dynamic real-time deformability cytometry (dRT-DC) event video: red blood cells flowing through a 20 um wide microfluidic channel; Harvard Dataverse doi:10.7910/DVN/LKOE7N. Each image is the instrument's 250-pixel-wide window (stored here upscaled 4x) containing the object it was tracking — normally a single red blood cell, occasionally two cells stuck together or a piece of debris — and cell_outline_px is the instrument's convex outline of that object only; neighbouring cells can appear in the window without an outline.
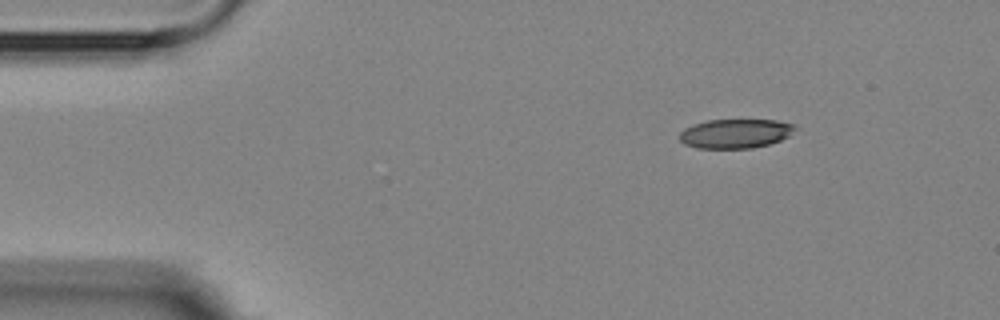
{"species": "Egyptian fruit bat (a non-hibernating species)", "species_latin": "Rousettus aegyptiacus", "temperature_condition": "room temperature", "stored_images_in_passage": 3, "camera_frame_rate_fps": 3000, "um_per_image_px": 0.085, "animal": {"sex": "female"}, "frame": {"image": 1, "passage_image": 1, "time_ms": 0.0, "image_size_px": [1000, 320], "cell_outline_px": [[796, 128], [788, 136], [780, 140], [768, 144], [752, 148], [696, 148], [684, 144], [680, 140], [680, 132], [684, 128], [692, 124], [708, 120], [776, 120], [796, 124]], "centroid_in_image_um": [62.49, 11.35], "position_along_channel_um": 22.5, "area_um2": 19.71}}